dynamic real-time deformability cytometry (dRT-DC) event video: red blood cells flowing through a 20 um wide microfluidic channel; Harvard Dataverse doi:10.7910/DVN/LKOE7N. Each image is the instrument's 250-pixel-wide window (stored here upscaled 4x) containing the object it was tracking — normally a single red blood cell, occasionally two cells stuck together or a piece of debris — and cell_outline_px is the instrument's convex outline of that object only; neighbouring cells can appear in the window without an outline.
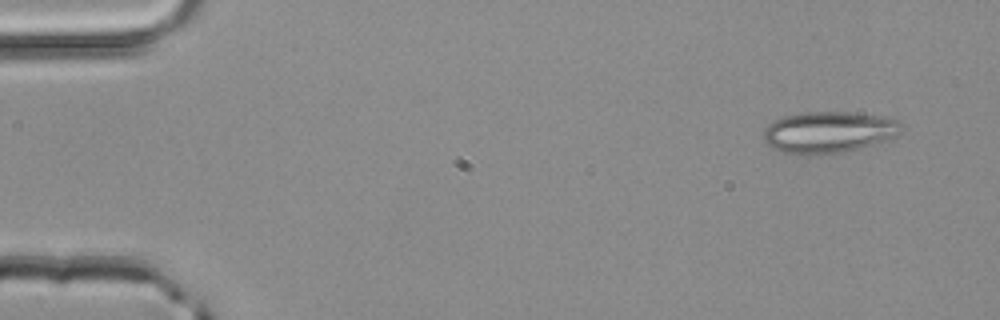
{"species": "common noctule bat (a hibernating species)", "species_latin": "Nyctalus noctula", "temperature_condition": "room temperature", "stored_images_in_passage": 3, "camera_frame_rate_fps": 3000, "um_per_image_px": 0.085, "animal": {"sex": "male", "body_mass_g": 20.4}, "frame": {"image": 1, "passage_image": 1, "time_ms": 0.0, "image_size_px": [1000, 320], "cell_outline_px": [[904, 124], [900, 132], [896, 136], [888, 140], [840, 152], [804, 156], [784, 152], [772, 148], [764, 140], [764, 128], [768, 124], [784, 116], [804, 112], [852, 112], [880, 116], [896, 120]], "centroid_in_image_um": [70.42, 11.23], "position_along_channel_um": 14.6, "area_um2": 33.23}}